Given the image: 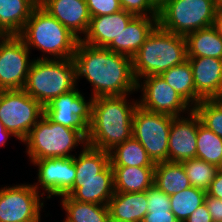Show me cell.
I'll return each instance as SVG.
<instances>
[{"label":"cell","instance_id":"6da1fadb","mask_svg":"<svg viewBox=\"0 0 222 222\" xmlns=\"http://www.w3.org/2000/svg\"><path fill=\"white\" fill-rule=\"evenodd\" d=\"M74 61L77 80L85 77L93 87L92 97L131 95L137 90L132 58L105 47L78 42Z\"/></svg>","mask_w":222,"mask_h":222},{"label":"cell","instance_id":"7a4b0ae2","mask_svg":"<svg viewBox=\"0 0 222 222\" xmlns=\"http://www.w3.org/2000/svg\"><path fill=\"white\" fill-rule=\"evenodd\" d=\"M126 96L128 95L93 99L87 145L109 152L132 137L133 113L138 100L131 103Z\"/></svg>","mask_w":222,"mask_h":222},{"label":"cell","instance_id":"3957f363","mask_svg":"<svg viewBox=\"0 0 222 222\" xmlns=\"http://www.w3.org/2000/svg\"><path fill=\"white\" fill-rule=\"evenodd\" d=\"M82 147L79 156H74L76 179L66 195L79 202L107 206L115 193L110 153L89 145Z\"/></svg>","mask_w":222,"mask_h":222},{"label":"cell","instance_id":"277c9868","mask_svg":"<svg viewBox=\"0 0 222 222\" xmlns=\"http://www.w3.org/2000/svg\"><path fill=\"white\" fill-rule=\"evenodd\" d=\"M19 37L30 50L37 48L44 54L41 59H73L80 39L52 17L40 5L25 23Z\"/></svg>","mask_w":222,"mask_h":222},{"label":"cell","instance_id":"5b68a950","mask_svg":"<svg viewBox=\"0 0 222 222\" xmlns=\"http://www.w3.org/2000/svg\"><path fill=\"white\" fill-rule=\"evenodd\" d=\"M186 60V38L157 26L132 57L133 75L138 82L149 75H160Z\"/></svg>","mask_w":222,"mask_h":222},{"label":"cell","instance_id":"8992f818","mask_svg":"<svg viewBox=\"0 0 222 222\" xmlns=\"http://www.w3.org/2000/svg\"><path fill=\"white\" fill-rule=\"evenodd\" d=\"M74 59H33L23 90L45 106L77 86Z\"/></svg>","mask_w":222,"mask_h":222},{"label":"cell","instance_id":"52a82bcc","mask_svg":"<svg viewBox=\"0 0 222 222\" xmlns=\"http://www.w3.org/2000/svg\"><path fill=\"white\" fill-rule=\"evenodd\" d=\"M31 163L44 158L72 157L78 144L87 145V138L78 130L50 121L45 115L22 141Z\"/></svg>","mask_w":222,"mask_h":222},{"label":"cell","instance_id":"ba28073f","mask_svg":"<svg viewBox=\"0 0 222 222\" xmlns=\"http://www.w3.org/2000/svg\"><path fill=\"white\" fill-rule=\"evenodd\" d=\"M218 0H169L158 10V26L186 37L214 25Z\"/></svg>","mask_w":222,"mask_h":222},{"label":"cell","instance_id":"9c48e42d","mask_svg":"<svg viewBox=\"0 0 222 222\" xmlns=\"http://www.w3.org/2000/svg\"><path fill=\"white\" fill-rule=\"evenodd\" d=\"M44 115V106L23 89L0 91V121L19 141Z\"/></svg>","mask_w":222,"mask_h":222},{"label":"cell","instance_id":"30bf717a","mask_svg":"<svg viewBox=\"0 0 222 222\" xmlns=\"http://www.w3.org/2000/svg\"><path fill=\"white\" fill-rule=\"evenodd\" d=\"M174 116L137 106L133 113V134L156 164L168 161L169 132Z\"/></svg>","mask_w":222,"mask_h":222},{"label":"cell","instance_id":"8fae6325","mask_svg":"<svg viewBox=\"0 0 222 222\" xmlns=\"http://www.w3.org/2000/svg\"><path fill=\"white\" fill-rule=\"evenodd\" d=\"M78 90L76 87L53 98L44 106V115L52 122L80 131L87 138L94 98L90 97V100H85Z\"/></svg>","mask_w":222,"mask_h":222},{"label":"cell","instance_id":"7c38bea8","mask_svg":"<svg viewBox=\"0 0 222 222\" xmlns=\"http://www.w3.org/2000/svg\"><path fill=\"white\" fill-rule=\"evenodd\" d=\"M31 184H18L0 189V222H41L43 202Z\"/></svg>","mask_w":222,"mask_h":222},{"label":"cell","instance_id":"4fadbf2b","mask_svg":"<svg viewBox=\"0 0 222 222\" xmlns=\"http://www.w3.org/2000/svg\"><path fill=\"white\" fill-rule=\"evenodd\" d=\"M19 36L0 40V91L23 89L33 60Z\"/></svg>","mask_w":222,"mask_h":222},{"label":"cell","instance_id":"5bb4252c","mask_svg":"<svg viewBox=\"0 0 222 222\" xmlns=\"http://www.w3.org/2000/svg\"><path fill=\"white\" fill-rule=\"evenodd\" d=\"M143 79V82H137V90L143 92L138 105L143 109L174 117L193 109L160 75H149Z\"/></svg>","mask_w":222,"mask_h":222},{"label":"cell","instance_id":"9a60e30c","mask_svg":"<svg viewBox=\"0 0 222 222\" xmlns=\"http://www.w3.org/2000/svg\"><path fill=\"white\" fill-rule=\"evenodd\" d=\"M33 165L38 166V182L34 188L39 192V187L52 196L66 195L72 188L76 179L74 156L64 158H44L35 160ZM40 185V186H39Z\"/></svg>","mask_w":222,"mask_h":222},{"label":"cell","instance_id":"2e32d148","mask_svg":"<svg viewBox=\"0 0 222 222\" xmlns=\"http://www.w3.org/2000/svg\"><path fill=\"white\" fill-rule=\"evenodd\" d=\"M200 122L194 109L188 113L187 118L183 115L173 117L169 132L168 161L181 163L196 158Z\"/></svg>","mask_w":222,"mask_h":222},{"label":"cell","instance_id":"e0dca14e","mask_svg":"<svg viewBox=\"0 0 222 222\" xmlns=\"http://www.w3.org/2000/svg\"><path fill=\"white\" fill-rule=\"evenodd\" d=\"M134 17L135 15L125 10L91 17L87 33L80 40L88 45L105 47L117 53V38Z\"/></svg>","mask_w":222,"mask_h":222},{"label":"cell","instance_id":"ac0fdd59","mask_svg":"<svg viewBox=\"0 0 222 222\" xmlns=\"http://www.w3.org/2000/svg\"><path fill=\"white\" fill-rule=\"evenodd\" d=\"M195 86V106L205 99H220L222 93V59L187 58Z\"/></svg>","mask_w":222,"mask_h":222},{"label":"cell","instance_id":"d6986e66","mask_svg":"<svg viewBox=\"0 0 222 222\" xmlns=\"http://www.w3.org/2000/svg\"><path fill=\"white\" fill-rule=\"evenodd\" d=\"M39 5L79 39L87 33L91 16L86 0H39Z\"/></svg>","mask_w":222,"mask_h":222},{"label":"cell","instance_id":"ffe728a7","mask_svg":"<svg viewBox=\"0 0 222 222\" xmlns=\"http://www.w3.org/2000/svg\"><path fill=\"white\" fill-rule=\"evenodd\" d=\"M109 221L142 222L148 213L146 191L115 192L108 203Z\"/></svg>","mask_w":222,"mask_h":222},{"label":"cell","instance_id":"44dd1931","mask_svg":"<svg viewBox=\"0 0 222 222\" xmlns=\"http://www.w3.org/2000/svg\"><path fill=\"white\" fill-rule=\"evenodd\" d=\"M158 26V16H135L117 38V53L132 58Z\"/></svg>","mask_w":222,"mask_h":222},{"label":"cell","instance_id":"7402d4cb","mask_svg":"<svg viewBox=\"0 0 222 222\" xmlns=\"http://www.w3.org/2000/svg\"><path fill=\"white\" fill-rule=\"evenodd\" d=\"M39 0H0V32L19 36Z\"/></svg>","mask_w":222,"mask_h":222},{"label":"cell","instance_id":"603a6c76","mask_svg":"<svg viewBox=\"0 0 222 222\" xmlns=\"http://www.w3.org/2000/svg\"><path fill=\"white\" fill-rule=\"evenodd\" d=\"M115 192L137 193L154 184L155 167H112Z\"/></svg>","mask_w":222,"mask_h":222},{"label":"cell","instance_id":"cb8c5ba5","mask_svg":"<svg viewBox=\"0 0 222 222\" xmlns=\"http://www.w3.org/2000/svg\"><path fill=\"white\" fill-rule=\"evenodd\" d=\"M187 58L213 57L222 59V37L214 25L188 34Z\"/></svg>","mask_w":222,"mask_h":222},{"label":"cell","instance_id":"d4e9b609","mask_svg":"<svg viewBox=\"0 0 222 222\" xmlns=\"http://www.w3.org/2000/svg\"><path fill=\"white\" fill-rule=\"evenodd\" d=\"M154 185L168 196L192 186L182 163L170 161L155 164Z\"/></svg>","mask_w":222,"mask_h":222},{"label":"cell","instance_id":"484cf974","mask_svg":"<svg viewBox=\"0 0 222 222\" xmlns=\"http://www.w3.org/2000/svg\"><path fill=\"white\" fill-rule=\"evenodd\" d=\"M109 153L112 167H155L144 147L133 136L116 145Z\"/></svg>","mask_w":222,"mask_h":222},{"label":"cell","instance_id":"4316f807","mask_svg":"<svg viewBox=\"0 0 222 222\" xmlns=\"http://www.w3.org/2000/svg\"><path fill=\"white\" fill-rule=\"evenodd\" d=\"M60 197L67 216L63 222H109L110 220L108 206L79 202L68 195Z\"/></svg>","mask_w":222,"mask_h":222},{"label":"cell","instance_id":"83f0119b","mask_svg":"<svg viewBox=\"0 0 222 222\" xmlns=\"http://www.w3.org/2000/svg\"><path fill=\"white\" fill-rule=\"evenodd\" d=\"M160 76L172 87L192 108L195 107V86L191 64L188 60L184 63L173 66L161 73Z\"/></svg>","mask_w":222,"mask_h":222},{"label":"cell","instance_id":"f1b7e54d","mask_svg":"<svg viewBox=\"0 0 222 222\" xmlns=\"http://www.w3.org/2000/svg\"><path fill=\"white\" fill-rule=\"evenodd\" d=\"M207 192L193 186L170 196L171 212L179 222L186 219L203 203Z\"/></svg>","mask_w":222,"mask_h":222},{"label":"cell","instance_id":"f546056e","mask_svg":"<svg viewBox=\"0 0 222 222\" xmlns=\"http://www.w3.org/2000/svg\"><path fill=\"white\" fill-rule=\"evenodd\" d=\"M196 158L222 168V138L201 122L199 123L197 133Z\"/></svg>","mask_w":222,"mask_h":222},{"label":"cell","instance_id":"4dcf8cb0","mask_svg":"<svg viewBox=\"0 0 222 222\" xmlns=\"http://www.w3.org/2000/svg\"><path fill=\"white\" fill-rule=\"evenodd\" d=\"M181 163L191 185L205 191L209 189L210 183L219 169L215 164L208 163L198 158L185 160Z\"/></svg>","mask_w":222,"mask_h":222},{"label":"cell","instance_id":"1f68e13d","mask_svg":"<svg viewBox=\"0 0 222 222\" xmlns=\"http://www.w3.org/2000/svg\"><path fill=\"white\" fill-rule=\"evenodd\" d=\"M193 109L201 123L222 138V100H201Z\"/></svg>","mask_w":222,"mask_h":222},{"label":"cell","instance_id":"d6a6232c","mask_svg":"<svg viewBox=\"0 0 222 222\" xmlns=\"http://www.w3.org/2000/svg\"><path fill=\"white\" fill-rule=\"evenodd\" d=\"M122 10L135 16H158V9L150 0H119Z\"/></svg>","mask_w":222,"mask_h":222},{"label":"cell","instance_id":"836d02e7","mask_svg":"<svg viewBox=\"0 0 222 222\" xmlns=\"http://www.w3.org/2000/svg\"><path fill=\"white\" fill-rule=\"evenodd\" d=\"M148 211H171L170 196L154 184L146 190Z\"/></svg>","mask_w":222,"mask_h":222},{"label":"cell","instance_id":"e575fe53","mask_svg":"<svg viewBox=\"0 0 222 222\" xmlns=\"http://www.w3.org/2000/svg\"><path fill=\"white\" fill-rule=\"evenodd\" d=\"M86 4L91 17L110 15L122 10L119 0H86Z\"/></svg>","mask_w":222,"mask_h":222},{"label":"cell","instance_id":"d590c367","mask_svg":"<svg viewBox=\"0 0 222 222\" xmlns=\"http://www.w3.org/2000/svg\"><path fill=\"white\" fill-rule=\"evenodd\" d=\"M205 204L213 222L222 221V199H218L207 194L205 197Z\"/></svg>","mask_w":222,"mask_h":222},{"label":"cell","instance_id":"8d00e7d4","mask_svg":"<svg viewBox=\"0 0 222 222\" xmlns=\"http://www.w3.org/2000/svg\"><path fill=\"white\" fill-rule=\"evenodd\" d=\"M142 222H179L171 211H148Z\"/></svg>","mask_w":222,"mask_h":222},{"label":"cell","instance_id":"74e56055","mask_svg":"<svg viewBox=\"0 0 222 222\" xmlns=\"http://www.w3.org/2000/svg\"><path fill=\"white\" fill-rule=\"evenodd\" d=\"M185 222H213V220L208 212L206 204L203 203L186 219Z\"/></svg>","mask_w":222,"mask_h":222},{"label":"cell","instance_id":"f35d334b","mask_svg":"<svg viewBox=\"0 0 222 222\" xmlns=\"http://www.w3.org/2000/svg\"><path fill=\"white\" fill-rule=\"evenodd\" d=\"M209 196L222 199V168H219L206 191Z\"/></svg>","mask_w":222,"mask_h":222},{"label":"cell","instance_id":"ab89813d","mask_svg":"<svg viewBox=\"0 0 222 222\" xmlns=\"http://www.w3.org/2000/svg\"><path fill=\"white\" fill-rule=\"evenodd\" d=\"M214 26L222 37V6H217V16L215 18Z\"/></svg>","mask_w":222,"mask_h":222},{"label":"cell","instance_id":"60d3db41","mask_svg":"<svg viewBox=\"0 0 222 222\" xmlns=\"http://www.w3.org/2000/svg\"><path fill=\"white\" fill-rule=\"evenodd\" d=\"M14 136L10 131H7L5 126L0 121V146L6 145L5 142L8 140L9 136Z\"/></svg>","mask_w":222,"mask_h":222},{"label":"cell","instance_id":"b9f144b4","mask_svg":"<svg viewBox=\"0 0 222 222\" xmlns=\"http://www.w3.org/2000/svg\"><path fill=\"white\" fill-rule=\"evenodd\" d=\"M150 1L159 10L169 0H150Z\"/></svg>","mask_w":222,"mask_h":222},{"label":"cell","instance_id":"7bdbcfd3","mask_svg":"<svg viewBox=\"0 0 222 222\" xmlns=\"http://www.w3.org/2000/svg\"><path fill=\"white\" fill-rule=\"evenodd\" d=\"M218 6H222V0H218Z\"/></svg>","mask_w":222,"mask_h":222},{"label":"cell","instance_id":"ee69618b","mask_svg":"<svg viewBox=\"0 0 222 222\" xmlns=\"http://www.w3.org/2000/svg\"><path fill=\"white\" fill-rule=\"evenodd\" d=\"M4 37V35L0 32V40Z\"/></svg>","mask_w":222,"mask_h":222}]
</instances>
